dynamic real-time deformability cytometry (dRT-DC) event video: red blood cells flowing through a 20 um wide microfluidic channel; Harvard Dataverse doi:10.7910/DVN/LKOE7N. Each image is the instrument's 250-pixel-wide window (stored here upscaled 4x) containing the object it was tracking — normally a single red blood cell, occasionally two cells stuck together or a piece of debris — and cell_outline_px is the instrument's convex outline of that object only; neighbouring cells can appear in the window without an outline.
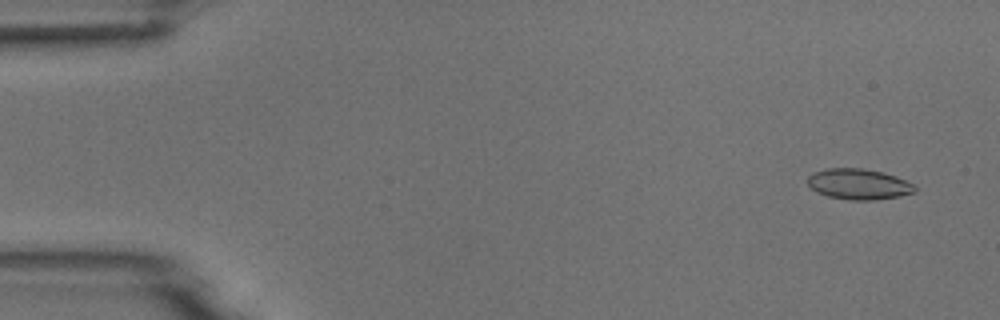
{"species": "common noctule bat (a hibernating species)", "species_latin": "Nyctalus noctula", "temperature_condition": "room temperature", "stored_images_in_passage": 4, "camera_frame_rate_fps": 3000, "um_per_image_px": 0.085, "animal": {"sex": "male", "body_mass_g": 18.8}, "frame": {"image": 1, "passage_image": 1, "time_ms": 0.0, "image_size_px": [1000, 320], "cell_outline_px": [[916, 192], [900, 196], [876, 200], [848, 200], [828, 196], [816, 192], [808, 184], [808, 176], [812, 172], [828, 168], [864, 168], [884, 172], [896, 176], [912, 184], [916, 188]], "centroid_in_image_um": [72.98, 15.65], "position_along_channel_um": 12.0, "area_um2": 19.31}}
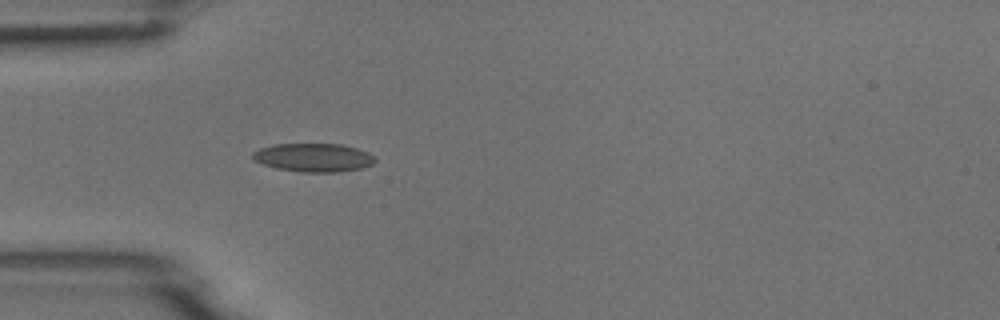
{"frame": {"image": 2, "passage_image": 4, "time_ms": 4.333, "image_size_px": [1000, 320], "cell_outline_px": [[376, 160], [372, 164], [364, 168], [336, 172], [300, 172], [276, 168], [264, 164], [256, 160], [252, 156], [252, 152], [260, 148], [276, 144], [340, 144], [356, 148], [368, 152]], "centroid_in_image_um": [26.66, 13.39], "position_along_channel_um": 58.3, "area_um2": 20.17}}